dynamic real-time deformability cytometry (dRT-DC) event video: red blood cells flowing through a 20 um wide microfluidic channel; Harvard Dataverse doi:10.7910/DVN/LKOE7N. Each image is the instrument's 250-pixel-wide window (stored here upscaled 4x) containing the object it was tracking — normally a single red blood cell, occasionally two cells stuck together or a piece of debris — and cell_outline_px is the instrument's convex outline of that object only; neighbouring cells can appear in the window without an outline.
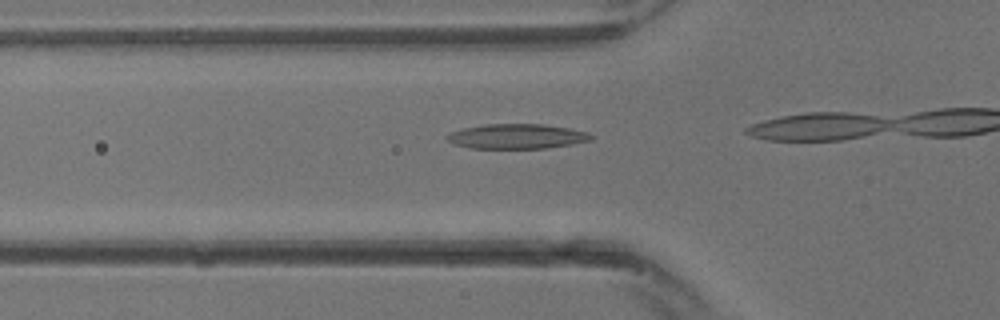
{"species": "common noctule bat (a hibernating species)", "species_latin": "Nyctalus noctula", "temperature_condition": "warm", "stored_images_in_passage": 9, "camera_frame_rate_fps": 3000, "um_per_image_px": 0.085, "animal": {"sex": "male", "body_mass_g": 13.3}, "frame": {"image": 1, "passage_image": 8, "time_ms": 2.333, "image_size_px": [1000, 320], "cell_outline_px": [[592, 140], [572, 144], [548, 148], [472, 148], [452, 144], [444, 136], [448, 132], [464, 128], [484, 124], [544, 124], [568, 128], [588, 132], [592, 136]], "centroid_in_image_um": [43.9, 11.59], "position_along_channel_um": 81.9, "area_um2": 20.92}}